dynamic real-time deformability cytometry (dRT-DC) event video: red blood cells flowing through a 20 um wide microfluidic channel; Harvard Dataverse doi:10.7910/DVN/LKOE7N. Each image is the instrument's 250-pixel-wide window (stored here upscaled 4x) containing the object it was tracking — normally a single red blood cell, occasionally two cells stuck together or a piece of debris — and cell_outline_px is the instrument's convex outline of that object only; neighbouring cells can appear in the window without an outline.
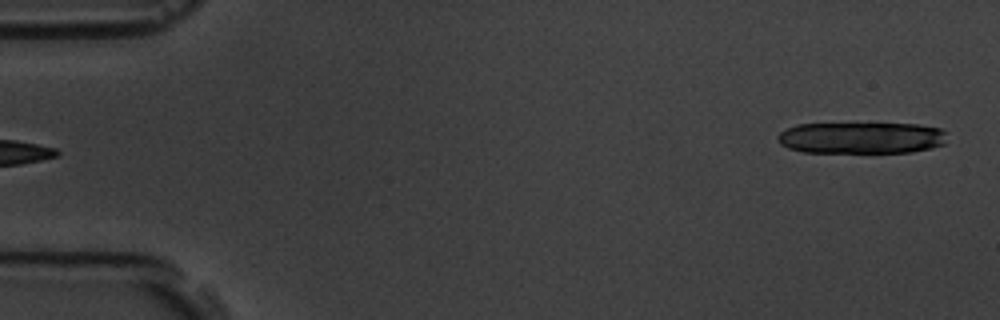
{"species": "common noctule bat (a hibernating species)", "species_latin": "Nyctalus noctula", "temperature_condition": "room temperature", "stored_images_in_passage": 5, "segment_of_instrument_passage": [2, 2], "camera_frame_rate_fps": 3000, "um_per_image_px": 0.085, "animal": {"sex": "male", "body_mass_g": 19.5, "forearm_length_mm": 54.6}, "frame": {"image": 1, "passage_image": 5, "time_ms": 5.667, "image_size_px": [1000, 320], "cell_outline_px": [[948, 132], [944, 144], [932, 148], [912, 152], [804, 152], [788, 148], [780, 144], [776, 136], [780, 132], [796, 124], [916, 124], [940, 128]], "centroid_in_image_um": [73.23, 11.72], "position_along_channel_um": 11.8, "area_um2": 31.21}}